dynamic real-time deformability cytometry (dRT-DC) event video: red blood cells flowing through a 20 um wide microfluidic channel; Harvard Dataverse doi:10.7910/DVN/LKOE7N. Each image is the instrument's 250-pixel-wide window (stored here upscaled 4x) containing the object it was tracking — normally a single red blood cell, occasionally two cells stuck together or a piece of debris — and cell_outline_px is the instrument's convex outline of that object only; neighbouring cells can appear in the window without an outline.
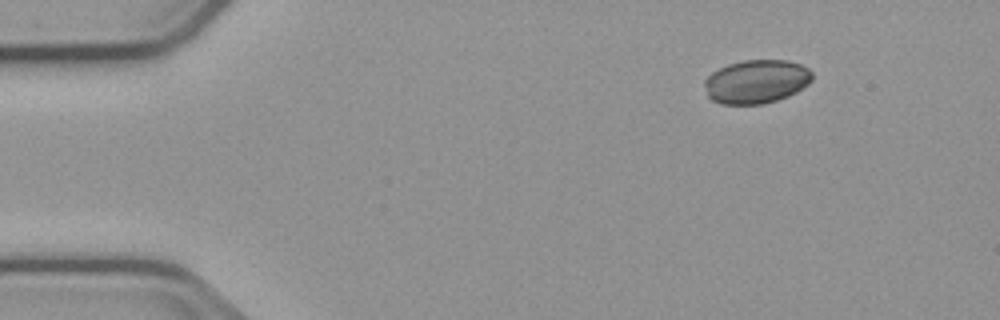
{"species": "common noctule bat (a hibernating species)", "species_latin": "Nyctalus noctula", "temperature_condition": "cold", "stored_images_in_passage": 49, "camera_frame_rate_fps": 3000, "um_per_image_px": 0.085, "animal": {"sex": "male", "body_mass_g": 23.1, "forearm_length_mm": 52.7}, "frame": {"image": 1, "passage_image": 1, "time_ms": 0.0, "image_size_px": [1000, 320], "cell_outline_px": [[812, 80], [808, 84], [796, 92], [788, 96], [764, 104], [720, 104], [712, 100], [708, 96], [704, 84], [704, 80], [712, 72], [728, 64], [744, 60], [788, 60], [800, 64], [808, 68], [812, 72]], "centroid_in_image_um": [64.29, 6.93], "position_along_channel_um": 20.7, "area_um2": 27.46}}
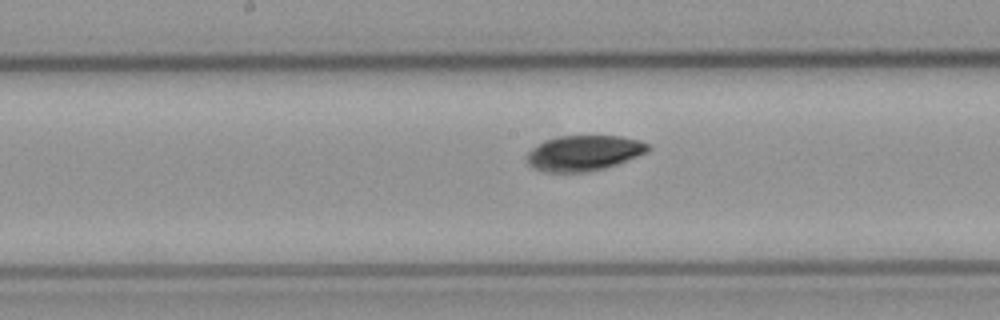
{"frame": {"image": 2, "passage_image": 22, "time_ms": 7.0, "image_size_px": [1000, 320], "cell_outline_px": [[652, 148], [648, 152], [628, 160], [604, 168], [584, 172], [544, 172], [528, 164], [524, 160], [528, 152], [532, 148], [544, 140], [560, 136], [620, 136], [640, 140], [648, 144]], "centroid_in_image_um": [49.62, 13.0], "position_along_channel_um": 198.6, "area_um2": 25.09}}
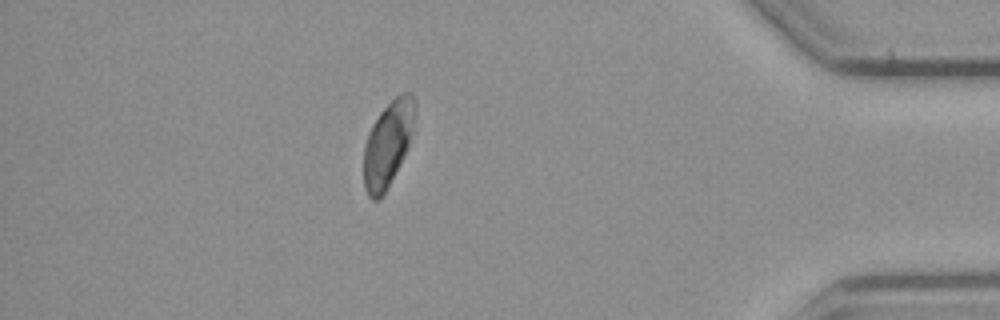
{"frame": {"image": 3, "passage_image": 42, "time_ms": 13.667, "image_size_px": [1000, 320], "cell_outline_px": [[416, 112], [412, 132], [404, 156], [400, 164], [380, 200], [372, 200], [368, 196], [364, 188], [364, 144], [368, 132], [372, 124], [380, 112], [400, 92], [412, 92], [416, 100]], "centroid_in_image_um": [32.97, 12.19], "position_along_channel_um": 402.2, "area_um2": 25.61}}